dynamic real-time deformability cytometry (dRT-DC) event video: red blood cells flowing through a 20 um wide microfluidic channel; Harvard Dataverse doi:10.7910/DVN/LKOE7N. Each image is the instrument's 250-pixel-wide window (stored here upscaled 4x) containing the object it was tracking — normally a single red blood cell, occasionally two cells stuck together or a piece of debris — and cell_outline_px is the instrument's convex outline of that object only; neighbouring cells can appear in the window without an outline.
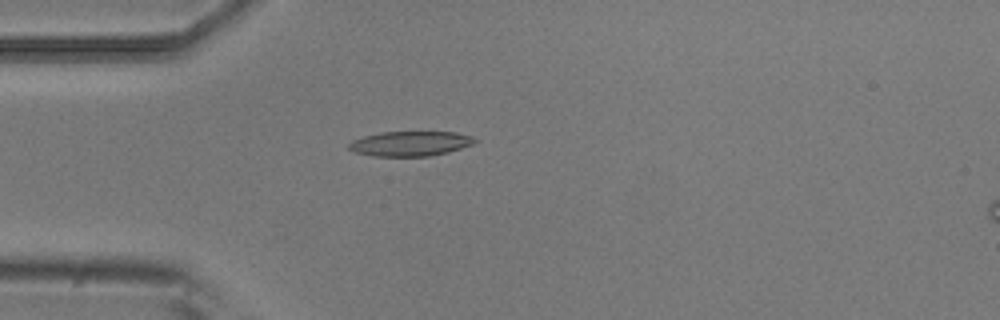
{"species": "common noctule bat (a hibernating species)", "species_latin": "Nyctalus noctula", "temperature_condition": "room temperature", "stored_images_in_passage": 5, "camera_frame_rate_fps": 3000, "um_per_image_px": 0.085, "animal": {"sex": "male", "body_mass_g": 20.5, "forearm_length_mm": 52.5}, "frame": {"image": 1, "passage_image": 4, "time_ms": 1.0, "image_size_px": [1000, 320], "cell_outline_px": [[480, 140], [472, 144], [448, 152], [428, 156], [376, 156], [356, 152], [348, 148], [348, 144], [352, 140], [364, 136], [380, 132], [456, 132], [472, 136]], "centroid_in_image_um": [34.89, 12.2], "position_along_channel_um": 50.1, "area_um2": 18.15}}